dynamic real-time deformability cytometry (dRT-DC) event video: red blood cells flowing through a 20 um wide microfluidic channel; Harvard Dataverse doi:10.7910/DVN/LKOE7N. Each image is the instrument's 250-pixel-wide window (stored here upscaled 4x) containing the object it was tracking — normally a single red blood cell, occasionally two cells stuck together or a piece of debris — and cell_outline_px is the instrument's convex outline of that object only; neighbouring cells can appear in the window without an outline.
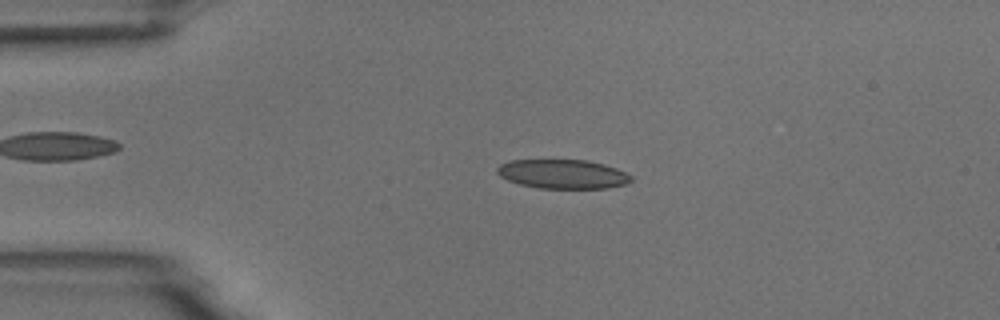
{"species": "common noctule bat (a hibernating species)", "species_latin": "Nyctalus noctula", "temperature_condition": "room temperature", "stored_images_in_passage": 5, "camera_frame_rate_fps": 3000, "um_per_image_px": 0.085, "animal": {"sex": "male", "body_mass_g": 18.8}, "frame": {"image": 1, "passage_image": 4, "time_ms": 3.333, "image_size_px": [1000, 320], "cell_outline_px": [[632, 180], [624, 184], [608, 188], [540, 188], [520, 184], [508, 180], [500, 176], [496, 172], [496, 168], [500, 164], [508, 160], [588, 160], [604, 164], [616, 168], [632, 176]], "centroid_in_image_um": [47.81, 14.79], "position_along_channel_um": 37.2, "area_um2": 22.72}}